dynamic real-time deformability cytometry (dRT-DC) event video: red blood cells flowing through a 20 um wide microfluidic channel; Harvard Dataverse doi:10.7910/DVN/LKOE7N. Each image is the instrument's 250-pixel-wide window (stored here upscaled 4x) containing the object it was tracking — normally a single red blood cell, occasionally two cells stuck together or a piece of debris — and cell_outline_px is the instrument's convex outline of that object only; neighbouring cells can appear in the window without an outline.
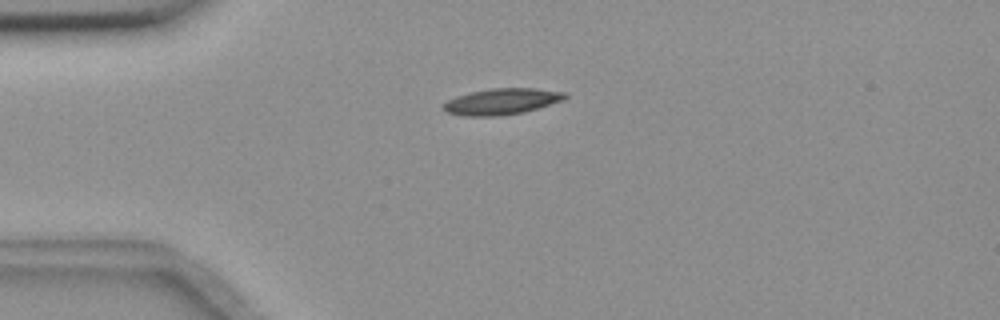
{"species": "common noctule bat (a hibernating species)", "species_latin": "Nyctalus noctula", "temperature_condition": "room temperature", "stored_images_in_passage": 5, "camera_frame_rate_fps": 3000, "um_per_image_px": 0.085, "animal": {"sex": "female", "body_mass_g": 18.4}, "frame": {"image": 1, "passage_image": 1, "time_ms": 0.0, "image_size_px": [1000, 320], "cell_outline_px": [[568, 96], [564, 100], [524, 112], [500, 116], [464, 116], [448, 112], [440, 108], [448, 100], [456, 96], [472, 92], [492, 88], [536, 88], [564, 92]], "centroid_in_image_um": [42.65, 8.63], "position_along_channel_um": 42.3, "area_um2": 18.5}}
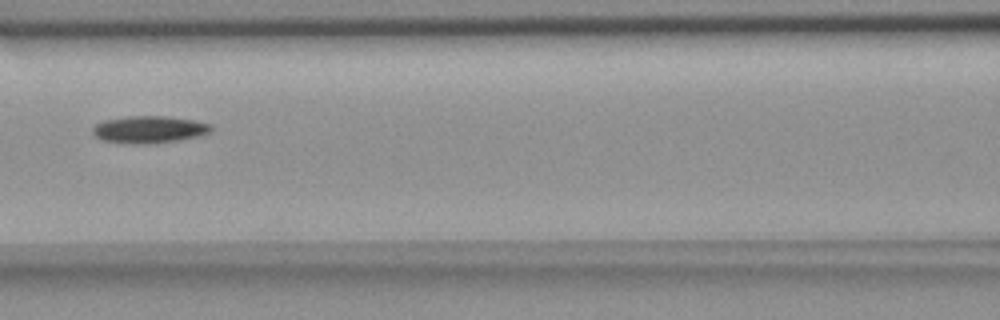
{"frame": {"image": 2, "passage_image": 4, "time_ms": 1.0, "image_size_px": [1000, 320], "cell_outline_px": [[212, 132], [200, 136], [180, 140], [148, 144], [128, 144], [100, 140], [92, 132], [92, 128], [96, 124], [104, 120], [124, 116], [168, 116], [196, 120], [212, 124]], "centroid_in_image_um": [12.7, 11.01], "position_along_channel_um": 153.9, "area_um2": 19.19}}
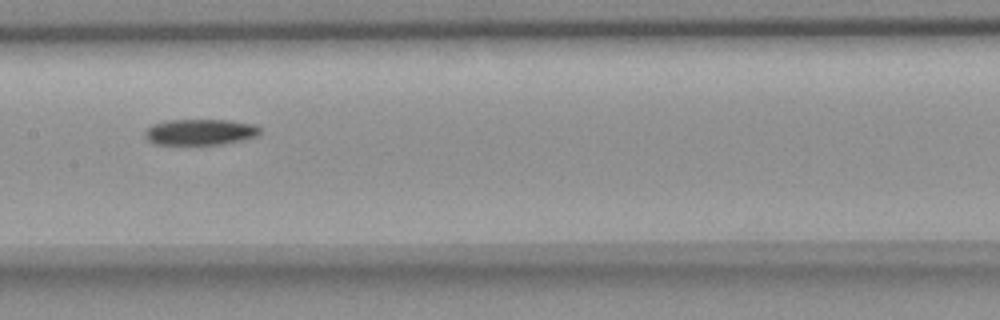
{"frame": {"image": 3, "passage_image": 5, "time_ms": 1.333, "image_size_px": [1000, 320], "cell_outline_px": [[260, 132], [256, 136], [240, 140], [220, 144], [156, 144], [148, 140], [144, 136], [144, 132], [152, 124], [164, 120], [228, 120], [256, 124], [260, 128]], "centroid_in_image_um": [16.99, 11.21], "position_along_channel_um": 190.4, "area_um2": 17.34}}